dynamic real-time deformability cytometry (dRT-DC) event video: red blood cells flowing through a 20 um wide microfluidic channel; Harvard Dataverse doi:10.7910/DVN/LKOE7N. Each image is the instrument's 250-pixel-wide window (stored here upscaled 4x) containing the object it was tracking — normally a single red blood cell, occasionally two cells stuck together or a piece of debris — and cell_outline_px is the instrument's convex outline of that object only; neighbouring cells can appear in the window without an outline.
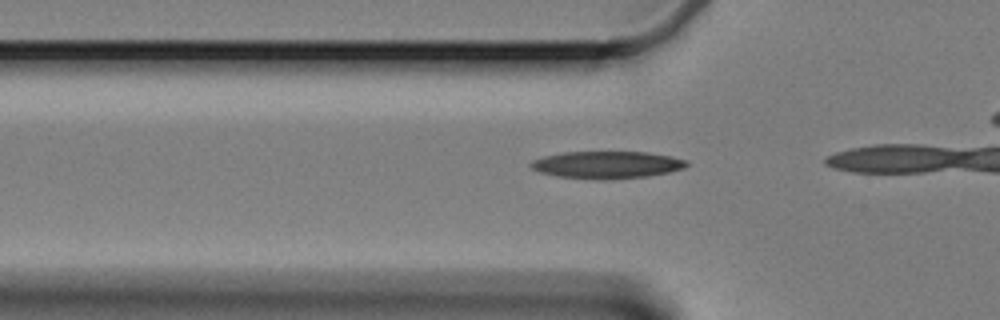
{"species": "Egyptian fruit bat (a non-hibernating species)", "species_latin": "Rousettus aegyptiacus", "temperature_condition": "cold", "stored_images_in_passage": 6, "camera_frame_rate_fps": 3000, "um_per_image_px": 0.085, "animal": {"sex": "female"}, "frame": {"image": 1, "passage_image": 4, "time_ms": 1.0, "image_size_px": [1000, 320], "cell_outline_px": [[688, 164], [684, 168], [668, 172], [648, 176], [604, 180], [600, 180], [560, 176], [540, 172], [532, 168], [528, 164], [532, 160], [544, 156], [564, 152], [648, 152], [672, 156], [688, 160]], "centroid_in_image_um": [51.61, 14.0], "position_along_channel_um": 74.2, "area_um2": 24.74}}